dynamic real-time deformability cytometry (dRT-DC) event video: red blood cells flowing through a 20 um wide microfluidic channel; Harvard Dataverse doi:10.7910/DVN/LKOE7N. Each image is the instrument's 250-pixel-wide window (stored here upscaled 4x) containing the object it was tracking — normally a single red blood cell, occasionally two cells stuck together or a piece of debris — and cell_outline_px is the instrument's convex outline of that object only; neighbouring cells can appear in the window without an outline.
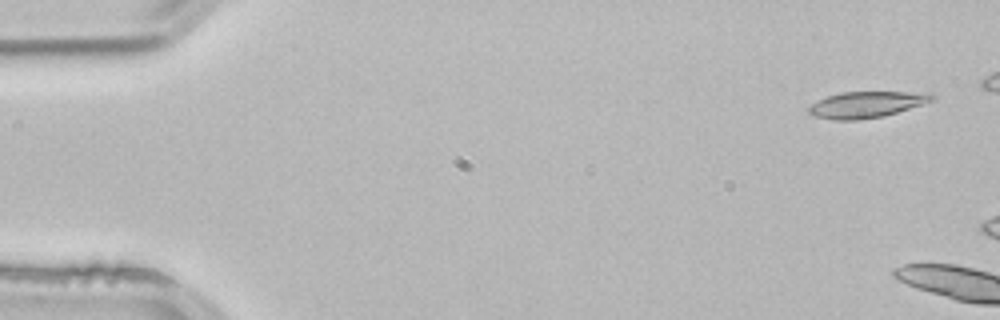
{"species": "common noctule bat (a hibernating species)", "species_latin": "Nyctalus noctula", "temperature_condition": "room temperature", "stored_images_in_passage": 7, "camera_frame_rate_fps": 3000, "um_per_image_px": 0.085, "animal": {"sex": "male", "body_mass_g": 21.5, "forearm_length_mm": 52.0}, "frame": {"image": 1, "passage_image": 1, "time_ms": 0.0, "image_size_px": [1000, 320], "cell_outline_px": [[936, 100], [884, 116], [856, 120], [832, 120], [812, 116], [808, 112], [808, 108], [812, 104], [828, 96], [840, 92], [932, 92], [936, 96]], "centroid_in_image_um": [73.7, 8.88], "position_along_channel_um": 11.3, "area_um2": 18.96}}